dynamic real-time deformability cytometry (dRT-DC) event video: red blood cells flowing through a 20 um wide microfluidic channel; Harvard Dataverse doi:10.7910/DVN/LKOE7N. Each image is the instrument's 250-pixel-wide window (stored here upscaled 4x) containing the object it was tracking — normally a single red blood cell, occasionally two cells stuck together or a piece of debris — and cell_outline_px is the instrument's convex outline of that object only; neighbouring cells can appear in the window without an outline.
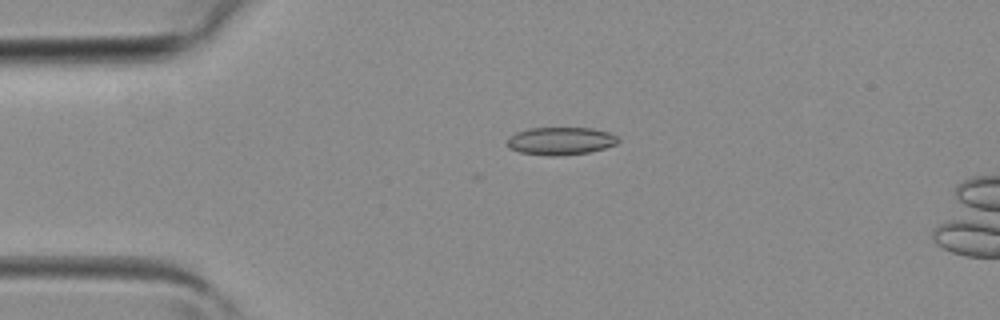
{"species": "common noctule bat (a hibernating species)", "species_latin": "Nyctalus noctula", "temperature_condition": "room temperature", "stored_images_in_passage": 4, "camera_frame_rate_fps": 3000, "um_per_image_px": 0.085, "animal": {"sex": "female", "body_mass_g": 19.3, "forearm_length_mm": 54.1}, "frame": {"image": 1, "passage_image": 2, "time_ms": 0.333, "image_size_px": [1000, 320], "cell_outline_px": [[620, 140], [616, 144], [604, 148], [588, 152], [556, 156], [548, 156], [520, 152], [508, 148], [504, 144], [504, 140], [508, 136], [516, 132], [532, 128], [592, 128], [608, 132], [616, 136]], "centroid_in_image_um": [47.58, 11.98], "position_along_channel_um": 37.4, "area_um2": 18.09}}